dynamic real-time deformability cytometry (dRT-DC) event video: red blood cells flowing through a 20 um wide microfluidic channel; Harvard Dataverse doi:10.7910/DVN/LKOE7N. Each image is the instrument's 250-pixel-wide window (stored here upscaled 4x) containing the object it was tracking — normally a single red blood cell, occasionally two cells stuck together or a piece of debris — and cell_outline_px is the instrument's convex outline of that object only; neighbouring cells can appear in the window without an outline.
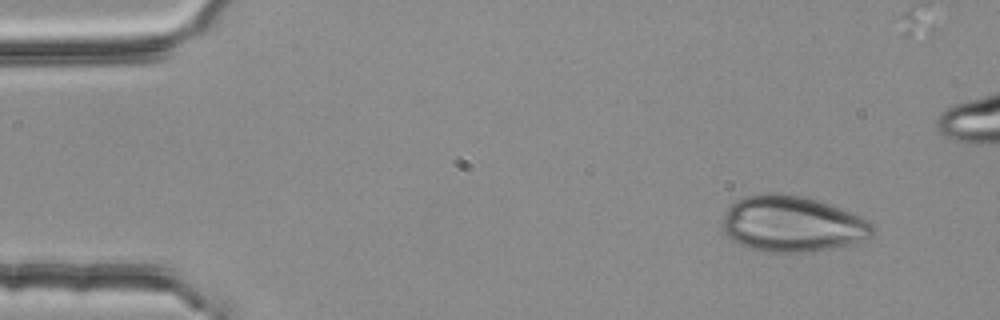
{"species": "common noctule bat (a hibernating species)", "species_latin": "Nyctalus noctula", "temperature_condition": "room temperature", "stored_images_in_passage": 4, "camera_frame_rate_fps": 3000, "um_per_image_px": 0.085, "animal": {"sex": "female", "body_mass_g": 25.1}, "frame": {"image": 1, "passage_image": 1, "time_ms": 0.0, "image_size_px": [1000, 320], "cell_outline_px": [[876, 232], [872, 236], [852, 244], [840, 248], [812, 252], [764, 252], [740, 244], [732, 240], [724, 232], [720, 224], [720, 220], [724, 212], [736, 200], [744, 196], [764, 192], [776, 192], [804, 196], [840, 208], [860, 216], [868, 220], [876, 228]], "centroid_in_image_um": [67.33, 19.04], "position_along_channel_um": 17.7, "area_um2": 49.77}}